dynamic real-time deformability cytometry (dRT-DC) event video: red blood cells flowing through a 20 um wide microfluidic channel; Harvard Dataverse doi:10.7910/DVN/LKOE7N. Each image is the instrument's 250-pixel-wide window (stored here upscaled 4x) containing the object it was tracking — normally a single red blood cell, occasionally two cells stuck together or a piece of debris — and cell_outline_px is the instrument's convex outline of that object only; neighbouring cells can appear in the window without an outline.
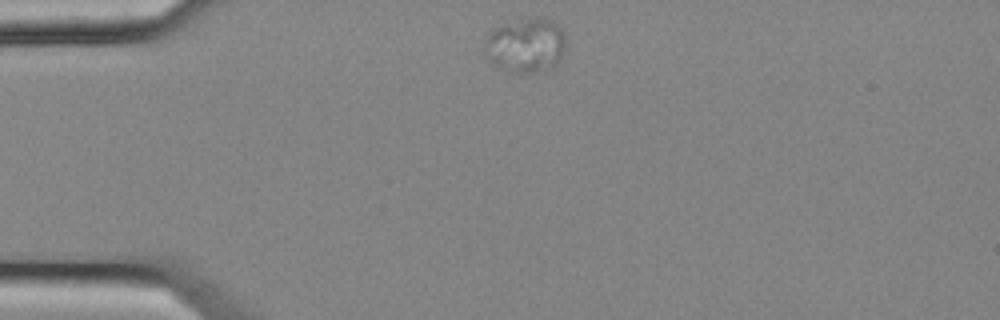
{"species": "common noctule bat (a hibernating species)", "species_latin": "Nyctalus noctula", "temperature_condition": "cold", "stored_images_in_passage": 45, "camera_frame_rate_fps": 3000, "um_per_image_px": 0.085, "animal": {"sex": "female", "body_mass_g": 25.1}, "frame": {"image": 1, "passage_image": 1, "time_ms": 0.0, "image_size_px": [1000, 320], "cell_outline_px": [[564, 48], [560, 60], [552, 68], [532, 72], [512, 72], [496, 68], [488, 60], [484, 52], [484, 40], [488, 32], [492, 28], [500, 24], [528, 16], [544, 16], [552, 20], [564, 32]], "centroid_in_image_um": [44.63, 3.81], "position_along_channel_um": 40.4, "area_um2": 26.59}}
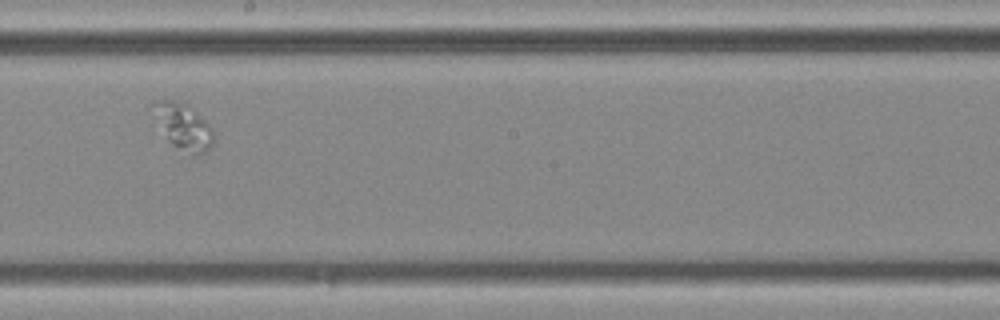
{"frame": {"image": 2, "passage_image": 20, "time_ms": 6.333, "image_size_px": [1000, 320], "cell_outline_px": [[212, 144], [204, 152], [192, 156], [172, 144], [168, 140], [152, 104], [156, 100], [172, 100], [188, 104], [212, 128]], "centroid_in_image_um": [15.62, 10.75], "position_along_channel_um": 232.6, "area_um2": 15.37}}
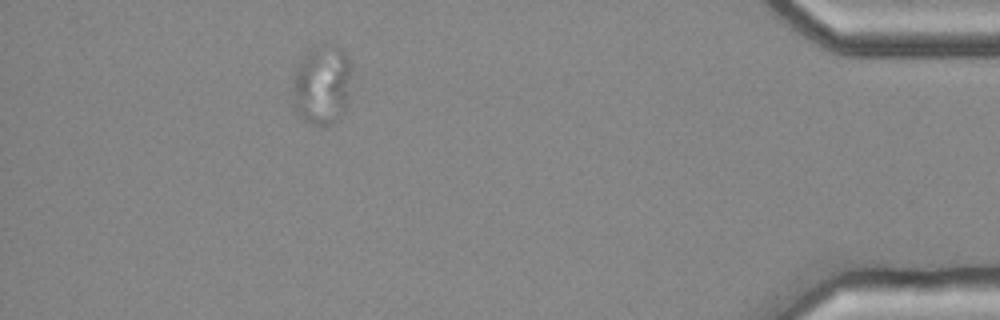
{"frame": {"image": 3, "passage_image": 39, "time_ms": 12.667, "image_size_px": [1000, 320], "cell_outline_px": [[352, 68], [348, 100], [344, 112], [328, 124], [312, 124], [304, 120], [296, 112], [292, 88], [292, 80], [296, 64], [304, 52], [308, 48], [316, 44], [332, 44], [340, 48], [344, 52], [352, 64]], "centroid_in_image_um": [27.35, 7.12], "position_along_channel_um": 407.8, "area_um2": 28.03}}